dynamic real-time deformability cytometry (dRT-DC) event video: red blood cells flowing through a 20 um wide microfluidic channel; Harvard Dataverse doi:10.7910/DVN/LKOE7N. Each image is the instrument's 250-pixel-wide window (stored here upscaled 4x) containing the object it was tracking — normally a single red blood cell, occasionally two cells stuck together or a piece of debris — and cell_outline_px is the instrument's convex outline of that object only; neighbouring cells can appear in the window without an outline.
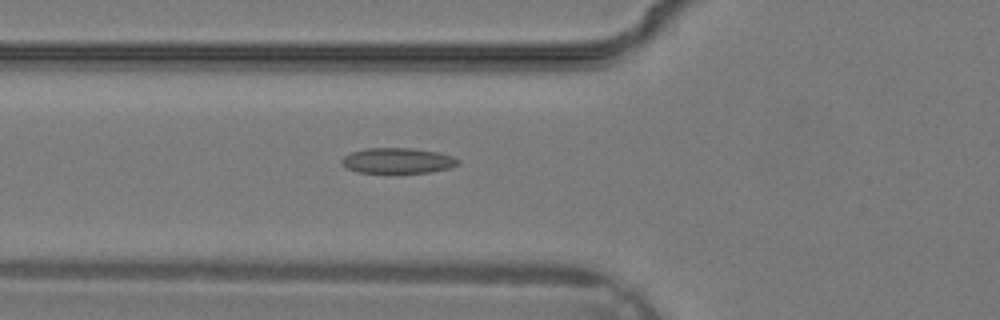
{"species": "common noctule bat (a hibernating species)", "species_latin": "Nyctalus noctula", "temperature_condition": "warm", "stored_images_in_passage": 30, "camera_frame_rate_fps": 3000, "um_per_image_px": 0.085, "animal": {"sex": "male", "body_mass_g": 19.2, "forearm_length_mm": 51.8}, "frame": {"image": 1, "passage_image": 8, "time_ms": 2.333, "image_size_px": [1000, 320], "cell_outline_px": [[460, 164], [448, 168], [432, 172], [356, 172], [340, 164], [340, 160], [344, 156], [352, 152], [364, 148], [412, 148], [436, 152], [452, 156], [460, 160]], "centroid_in_image_um": [33.78, 13.65], "position_along_channel_um": 92.0, "area_um2": 17.17}}
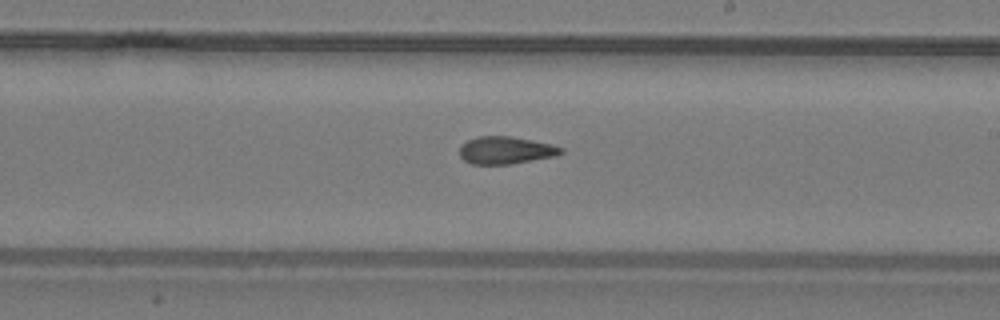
{"frame": {"image": 2, "passage_image": 16, "time_ms": 5.0, "image_size_px": [1000, 320], "cell_outline_px": [[564, 152], [556, 156], [508, 164], [472, 164], [464, 160], [460, 156], [460, 144], [468, 140], [480, 136], [508, 136], [532, 140], [552, 144], [564, 148]], "centroid_in_image_um": [42.99, 12.77], "position_along_channel_um": 246.0, "area_um2": 16.18}}
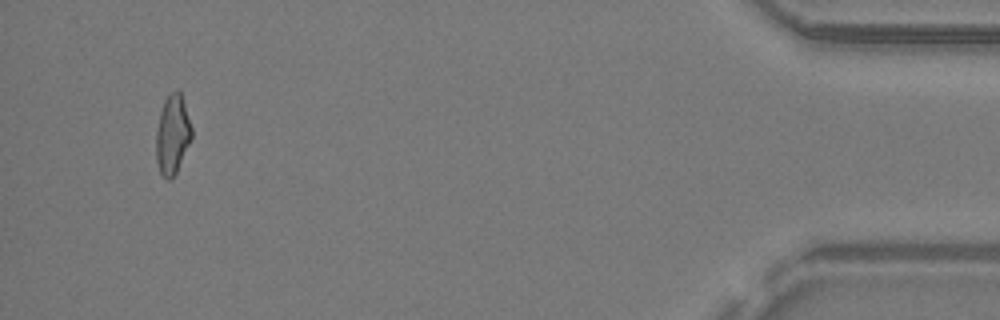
{"frame": {"image": 3, "passage_image": 29, "time_ms": 9.333, "image_size_px": [1000, 320], "cell_outline_px": [[192, 136], [176, 172], [172, 180], [168, 180], [160, 172], [156, 160], [156, 132], [160, 112], [164, 100], [176, 88], [180, 92], [192, 128]], "centroid_in_image_um": [14.65, 11.44], "position_along_channel_um": 420.6, "area_um2": 16.18}}